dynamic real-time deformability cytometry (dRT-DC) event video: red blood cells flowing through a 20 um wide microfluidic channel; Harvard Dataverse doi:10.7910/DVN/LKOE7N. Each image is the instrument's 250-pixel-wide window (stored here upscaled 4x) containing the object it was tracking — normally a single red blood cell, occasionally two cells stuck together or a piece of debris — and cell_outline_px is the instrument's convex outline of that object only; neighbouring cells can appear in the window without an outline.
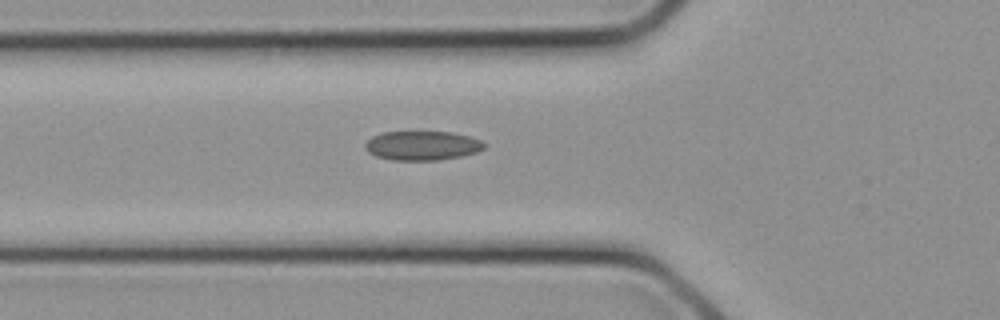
{"species": "common noctule bat (a hibernating species)", "species_latin": "Nyctalus noctula", "temperature_condition": "cold", "stored_images_in_passage": 20, "camera_frame_rate_fps": 3000, "um_per_image_px": 0.085, "animal": {"sex": "female", "body_mass_g": 21.9}, "frame": {"image": 1, "passage_image": 10, "time_ms": 3.0, "image_size_px": [1000, 320], "cell_outline_px": [[488, 144], [484, 148], [476, 152], [460, 156], [436, 160], [392, 160], [376, 156], [368, 152], [364, 148], [364, 144], [372, 136], [384, 132], [452, 132], [468, 136], [480, 140]], "centroid_in_image_um": [35.88, 12.37], "position_along_channel_um": 89.9, "area_um2": 20.23}}
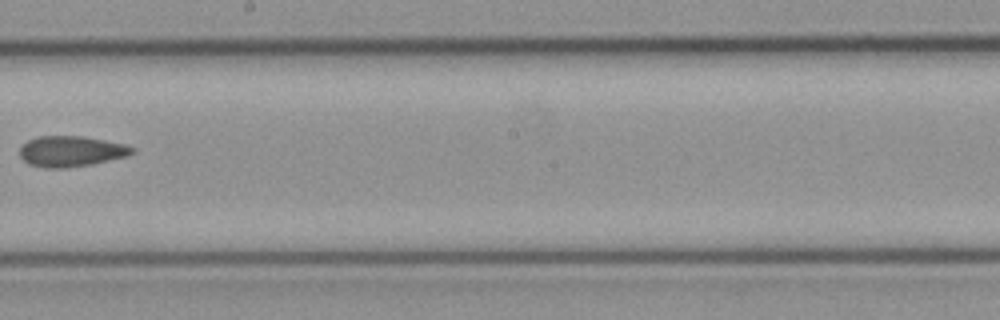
{"frame": {"image": 2, "passage_image": 16, "time_ms": 5.0, "image_size_px": [1000, 320], "cell_outline_px": [[136, 152], [128, 156], [92, 164], [64, 168], [44, 168], [28, 164], [20, 156], [20, 148], [28, 140], [36, 136], [84, 136], [124, 144], [136, 148]], "centroid_in_image_um": [6.06, 12.86], "position_along_channel_um": 242.1, "area_um2": 20.23}}
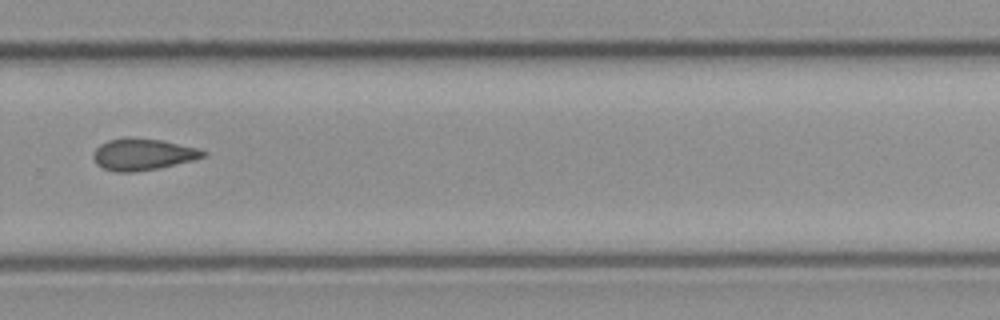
{"frame": {"image": 3, "passage_image": 19, "time_ms": 6.0, "image_size_px": [1000, 320], "cell_outline_px": [[208, 156], [196, 160], [160, 168], [136, 172], [112, 172], [96, 164], [92, 156], [92, 152], [100, 144], [108, 140], [124, 136], [160, 140], [196, 148], [208, 152]], "centroid_in_image_um": [12.13, 13.13], "position_along_channel_um": 317.7, "area_um2": 20.63}}